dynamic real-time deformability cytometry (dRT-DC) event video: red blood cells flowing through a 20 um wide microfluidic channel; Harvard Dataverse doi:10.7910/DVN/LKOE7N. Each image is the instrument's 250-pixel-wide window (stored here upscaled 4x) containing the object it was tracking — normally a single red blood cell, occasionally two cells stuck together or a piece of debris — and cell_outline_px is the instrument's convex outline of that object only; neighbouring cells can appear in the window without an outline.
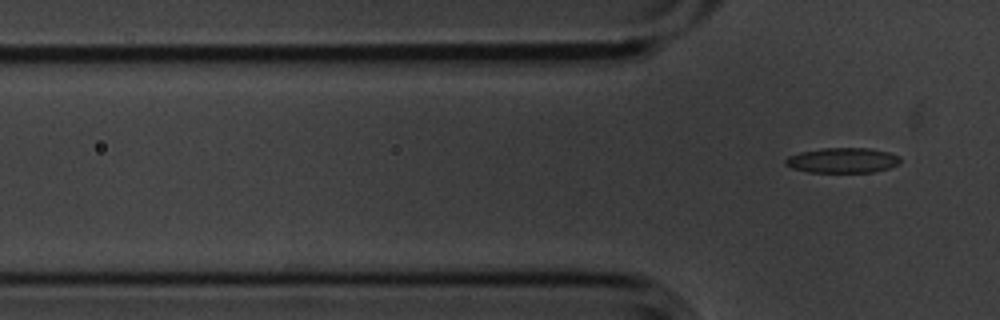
{"species": "common noctule bat (a hibernating species)", "species_latin": "Nyctalus noctula", "temperature_condition": "cold", "stored_images_in_passage": 5, "camera_frame_rate_fps": 3000, "um_per_image_px": 0.085, "animal": {"sex": "male", "body_mass_g": 20.1, "forearm_length_mm": 53.5}, "frame": {"image": 1, "passage_image": 5, "time_ms": 1.333, "image_size_px": [1000, 320], "cell_outline_px": [[900, 164], [888, 168], [872, 172], [808, 172], [792, 168], [784, 164], [784, 160], [788, 156], [800, 152], [820, 148], [872, 148], [888, 152], [900, 156]], "centroid_in_image_um": [71.61, 13.62], "position_along_channel_um": 54.2, "area_um2": 16.94}}